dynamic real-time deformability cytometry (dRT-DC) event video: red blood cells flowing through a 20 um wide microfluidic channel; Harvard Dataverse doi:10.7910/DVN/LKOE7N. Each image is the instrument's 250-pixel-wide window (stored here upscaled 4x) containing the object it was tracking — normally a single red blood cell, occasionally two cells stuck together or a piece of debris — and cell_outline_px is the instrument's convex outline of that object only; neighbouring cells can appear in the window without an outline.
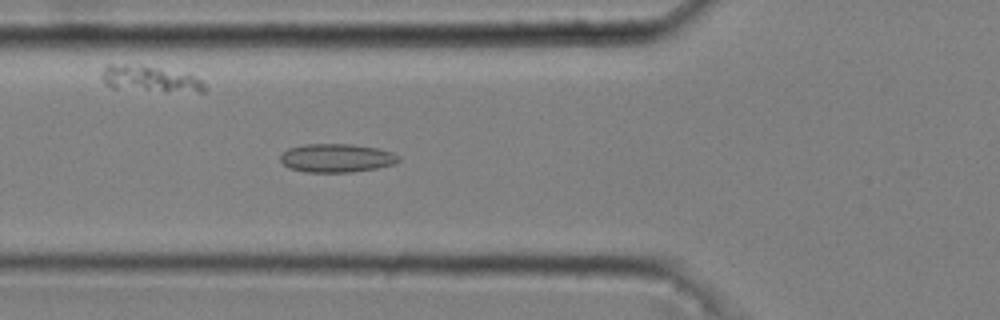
{"species": "common noctule bat (a hibernating species)", "species_latin": "Nyctalus noctula", "temperature_condition": "cold", "stored_images_in_passage": 52, "camera_frame_rate_fps": 3000, "um_per_image_px": 0.085, "animal": {"sex": "male", "body_mass_g": 20.4}, "frame": {"image": 1, "passage_image": 19, "time_ms": 6.0, "image_size_px": [1000, 320], "cell_outline_px": [[400, 160], [392, 164], [376, 168], [352, 172], [304, 172], [292, 168], [284, 164], [280, 160], [280, 156], [288, 148], [304, 144], [352, 144], [380, 148], [392, 152], [400, 156]], "centroid_in_image_um": [28.63, 13.42], "position_along_channel_um": 97.2, "area_um2": 19.65}}
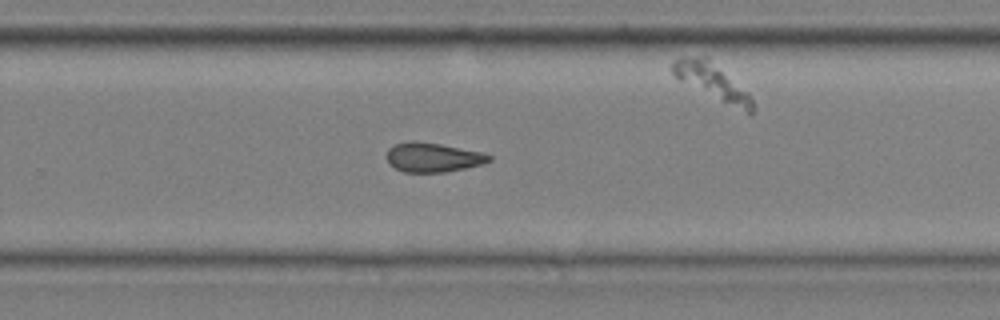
{"frame": {"image": 2, "passage_image": 35, "time_ms": 11.333, "image_size_px": [1000, 320], "cell_outline_px": [[492, 160], [484, 164], [444, 172], [404, 172], [388, 164], [388, 148], [396, 144], [408, 140], [416, 140], [440, 144], [480, 152], [492, 156]], "centroid_in_image_um": [36.79, 13.37], "position_along_channel_um": 293.0, "area_um2": 17.46}}
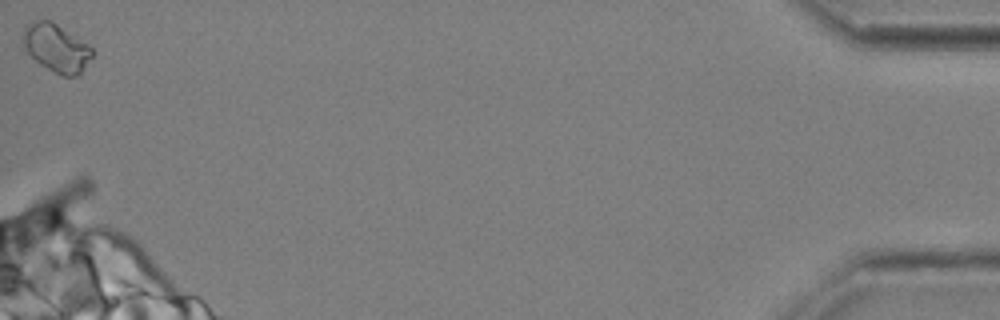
{"frame": {"image": 3, "passage_image": 52, "time_ms": 17.0, "image_size_px": [1000, 320], "cell_outline_px": [[96, 52], [80, 72], [76, 76], [60, 76], [52, 72], [40, 64], [24, 48], [20, 40], [24, 28], [28, 24], [36, 20], [52, 20], [88, 44]], "centroid_in_image_um": [4.78, 4.06], "position_along_channel_um": 430.4, "area_um2": 19.59}, "authors_computed_cell_mechanics": {"area_um2": 18.0914, "velocity_mm_per_s": 3.6703, "shape_relaxation_time_tau1_ms": null, "shape_relaxation_time_tau2_ms": 2.4651, "deformation_change_tau1": null, "deformation_change_tau2": 0.1003}}